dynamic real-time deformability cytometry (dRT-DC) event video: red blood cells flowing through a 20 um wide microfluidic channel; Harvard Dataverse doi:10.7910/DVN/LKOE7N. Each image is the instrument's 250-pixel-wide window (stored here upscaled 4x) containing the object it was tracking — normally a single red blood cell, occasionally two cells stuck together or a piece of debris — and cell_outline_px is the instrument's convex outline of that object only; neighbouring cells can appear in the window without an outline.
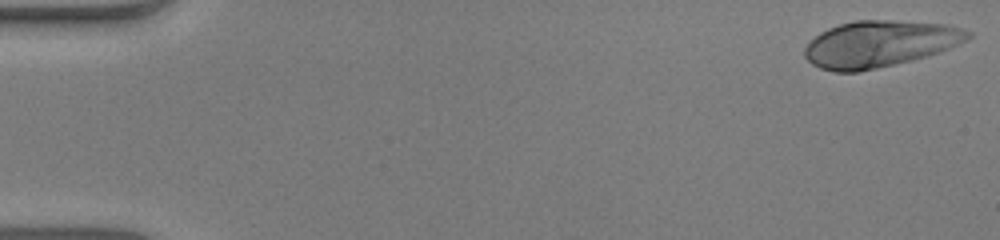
{"species": "human", "species_latin": "Homo sapiens", "temperature_condition": "warm", "stored_images_in_passage": 9, "camera_frame_rate_fps": 3000, "um_per_image_px": 0.085, "donor": {"sex": "male"}, "frame": {"image": 1, "passage_image": 1, "time_ms": 0.0, "image_size_px": [1000, 240], "cell_outline_px": [[972, 36], [940, 52], [912, 60], [860, 72], [836, 72], [820, 68], [812, 64], [804, 56], [804, 48], [820, 32], [828, 28], [840, 24], [856, 20], [888, 20], [948, 24], [972, 32]], "centroid_in_image_um": [74.75, 3.73], "position_along_channel_um": 10.3, "area_um2": 43.99}}